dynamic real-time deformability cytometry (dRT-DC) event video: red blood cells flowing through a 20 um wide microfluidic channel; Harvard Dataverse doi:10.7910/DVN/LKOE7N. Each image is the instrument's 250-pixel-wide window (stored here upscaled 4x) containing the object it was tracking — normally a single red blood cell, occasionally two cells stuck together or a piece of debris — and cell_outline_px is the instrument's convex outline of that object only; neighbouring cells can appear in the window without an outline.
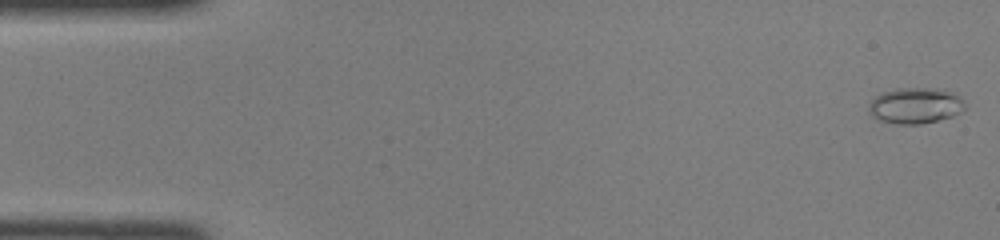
{"species": "common noctule bat (a hibernating species)", "species_latin": "Nyctalus noctula", "temperature_condition": "room temperature", "stored_images_in_passage": 46, "camera_frame_rate_fps": 3000, "um_per_image_px": 0.085, "animal": {"sex": "female", "body_mass_g": 22.0, "forearm_length_mm": 56.7}, "frame": {"image": 1, "passage_image": 1, "time_ms": 0.0, "image_size_px": [1000, 240], "cell_outline_px": [[964, 108], [960, 112], [952, 116], [920, 124], [896, 124], [880, 120], [872, 116], [868, 108], [872, 100], [876, 96], [884, 92], [896, 88], [944, 88], [956, 92], [964, 100]], "centroid_in_image_um": [77.84, 8.95], "position_along_channel_um": 7.2, "area_um2": 20.23}}
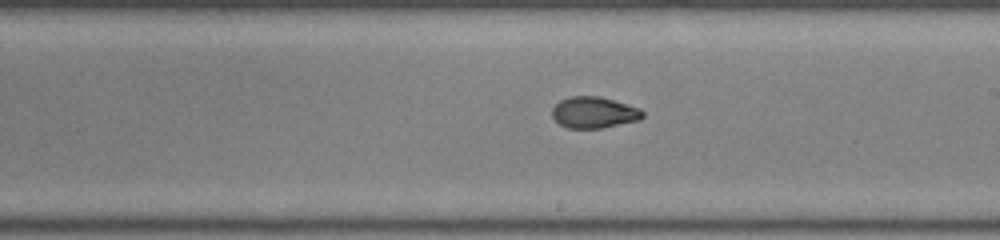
{"frame": {"image": 2, "passage_image": 26, "time_ms": 8.333, "image_size_px": [1000, 240], "cell_outline_px": [[644, 116], [640, 120], [600, 128], [568, 128], [560, 124], [552, 116], [552, 108], [560, 100], [572, 96], [600, 96], [640, 108], [644, 112]], "centroid_in_image_um": [50.5, 9.55], "position_along_channel_um": 238.5, "area_um2": 16.47}}
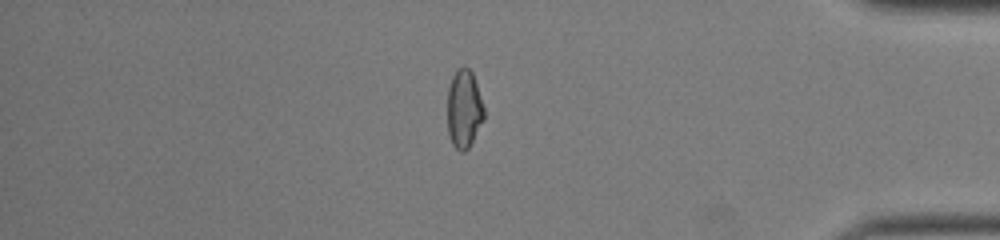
{"frame": {"image": 3, "passage_image": 39, "time_ms": 12.667, "image_size_px": [1000, 240], "cell_outline_px": [[484, 120], [468, 148], [464, 152], [460, 152], [452, 144], [448, 132], [448, 88], [452, 76], [456, 68], [464, 64], [472, 72], [484, 108]], "centroid_in_image_um": [39.43, 9.24], "position_along_channel_um": 395.8, "area_um2": 16.76}}